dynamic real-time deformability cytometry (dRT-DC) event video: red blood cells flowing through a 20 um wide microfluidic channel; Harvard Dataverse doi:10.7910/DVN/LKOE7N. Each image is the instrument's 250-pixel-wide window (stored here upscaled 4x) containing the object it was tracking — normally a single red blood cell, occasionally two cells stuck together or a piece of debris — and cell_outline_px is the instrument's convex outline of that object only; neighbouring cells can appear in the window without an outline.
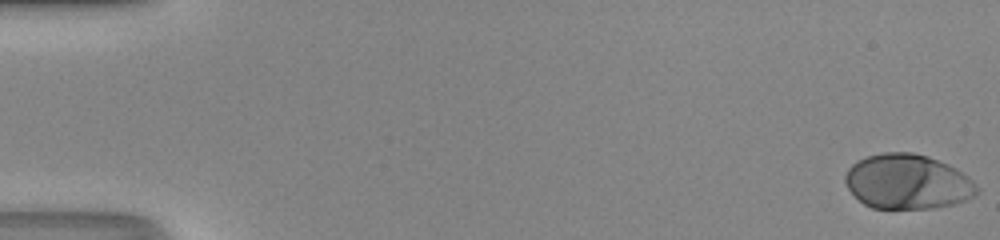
{"species": "human", "species_latin": "Homo sapiens", "temperature_condition": "room temperature", "stored_images_in_passage": 51, "camera_frame_rate_fps": 3000, "um_per_image_px": 0.085, "donor": {"sex": "male"}, "frame": {"image": 1, "passage_image": 1, "time_ms": 0.0, "image_size_px": [1000, 240], "cell_outline_px": [[980, 192], [964, 200], [952, 204], [932, 208], [872, 208], [864, 204], [848, 188], [844, 180], [844, 176], [848, 168], [856, 160], [868, 156], [884, 152], [912, 152], [928, 156], [948, 164], [956, 168], [968, 176], [980, 188]], "centroid_in_image_um": [77.14, 15.43], "position_along_channel_um": 7.9, "area_um2": 42.08}}
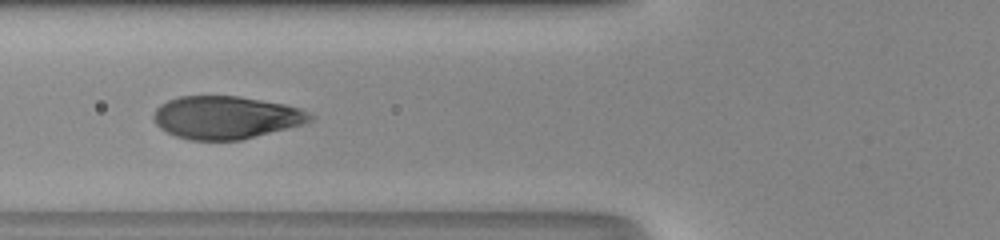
{"frame": {"image": 2, "passage_image": 21, "time_ms": 6.667, "image_size_px": [1000, 240], "cell_outline_px": [[316, 116], [312, 120], [304, 124], [240, 140], [192, 140], [176, 136], [160, 128], [156, 124], [152, 116], [156, 108], [160, 104], [168, 100], [180, 96], [240, 96], [284, 104], [300, 108]], "centroid_in_image_um": [19.21, 9.98], "position_along_channel_um": 106.6, "area_um2": 39.07}}
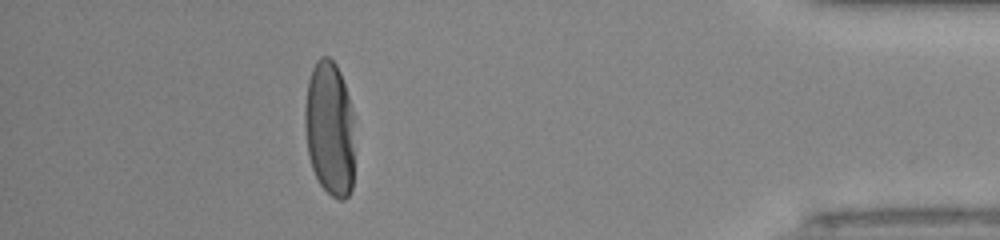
{"frame": {"image": 3, "passage_image": 46, "time_ms": 15.0, "image_size_px": [1000, 240], "cell_outline_px": [[352, 188], [348, 196], [344, 200], [340, 200], [332, 196], [320, 184], [312, 168], [308, 156], [304, 128], [304, 108], [308, 80], [312, 68], [316, 60], [320, 56], [328, 56], [336, 64], [340, 72], [348, 96], [352, 112]], "centroid_in_image_um": [27.98, 10.9], "position_along_channel_um": 407.2, "area_um2": 39.02}, "authors_computed_cell_mechanics": {"area_um2": 40.749, "velocity_mm_per_s": 4.1674, "shape_relaxation_time_tau1_ms": 2.6995, "shape_relaxation_time_tau2_ms": null, "deformation_change_tau1": 0.1901, "deformation_change_tau2": null}}